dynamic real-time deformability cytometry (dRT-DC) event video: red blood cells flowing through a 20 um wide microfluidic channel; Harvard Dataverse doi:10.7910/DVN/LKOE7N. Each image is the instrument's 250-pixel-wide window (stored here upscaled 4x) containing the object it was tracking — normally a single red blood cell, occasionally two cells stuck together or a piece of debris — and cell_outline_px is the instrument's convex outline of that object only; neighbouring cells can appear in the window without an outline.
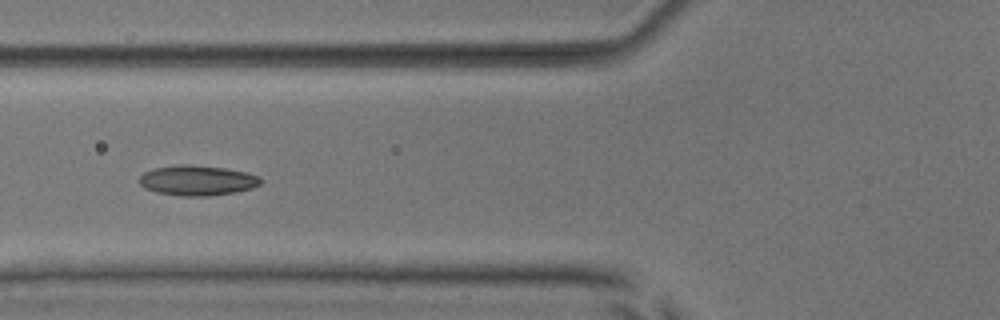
{"species": "common noctule bat (a hibernating species)", "species_latin": "Nyctalus noctula", "temperature_condition": "room temperature", "stored_images_in_passage": 8, "camera_frame_rate_fps": 3000, "um_per_image_px": 0.085, "animal": {"sex": "male", "body_mass_g": 17.9, "forearm_length_mm": 54.2}, "frame": {"image": 1, "passage_image": 5, "time_ms": 5.333, "image_size_px": [1000, 320], "cell_outline_px": [[260, 184], [252, 188], [236, 192], [208, 196], [180, 196], [156, 192], [144, 188], [136, 180], [144, 172], [152, 168], [180, 164], [192, 164], [224, 168], [244, 172], [260, 176]], "centroid_in_image_um": [16.71, 15.33], "position_along_channel_um": 109.1, "area_um2": 21.5}}
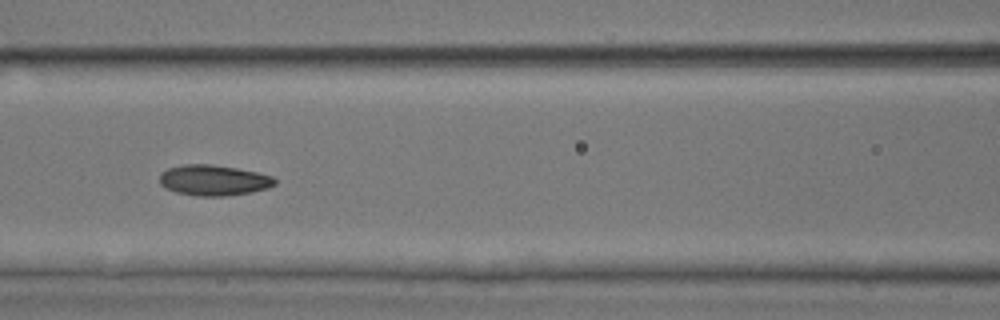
{"frame": {"image": 2, "passage_image": 6, "time_ms": 6.333, "image_size_px": [1000, 320], "cell_outline_px": [[276, 184], [268, 188], [252, 192], [224, 196], [196, 196], [176, 192], [164, 188], [160, 184], [160, 172], [168, 168], [184, 164], [212, 164], [236, 168], [256, 172], [272, 176], [276, 180]], "centroid_in_image_um": [18.14, 15.32], "position_along_channel_um": 148.5, "area_um2": 20.69}}